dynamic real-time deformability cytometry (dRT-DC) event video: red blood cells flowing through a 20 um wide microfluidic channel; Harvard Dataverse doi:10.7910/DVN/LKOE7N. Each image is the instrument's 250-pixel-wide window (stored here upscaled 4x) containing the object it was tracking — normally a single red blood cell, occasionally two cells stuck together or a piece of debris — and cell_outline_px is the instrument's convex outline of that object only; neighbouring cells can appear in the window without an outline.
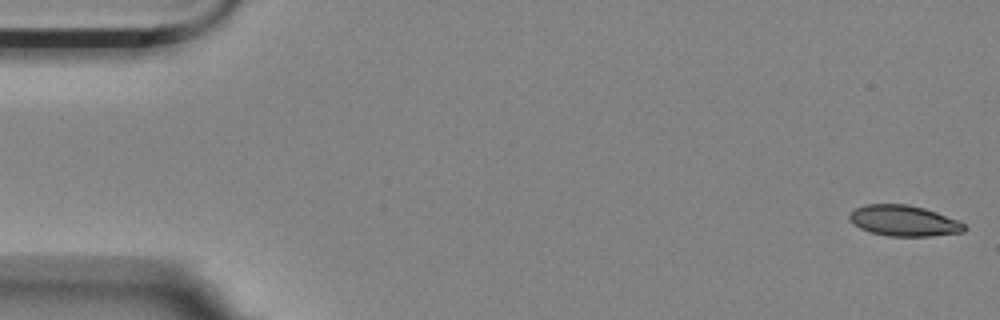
{"species": "Egyptian fruit bat (a non-hibernating species)", "species_latin": "Rousettus aegyptiacus", "temperature_condition": "room temperature", "stored_images_in_passage": 56, "camera_frame_rate_fps": 3000, "um_per_image_px": 0.085, "animal": {"sex": "female"}, "frame": {"image": 1, "passage_image": 1, "time_ms": 0.0, "image_size_px": [1000, 320], "cell_outline_px": [[968, 228], [964, 232], [932, 236], [888, 236], [872, 232], [860, 228], [852, 224], [848, 216], [856, 208], [864, 204], [908, 204], [924, 208], [960, 220]], "centroid_in_image_um": [76.86, 18.76], "position_along_channel_um": 8.1, "area_um2": 20.75}}
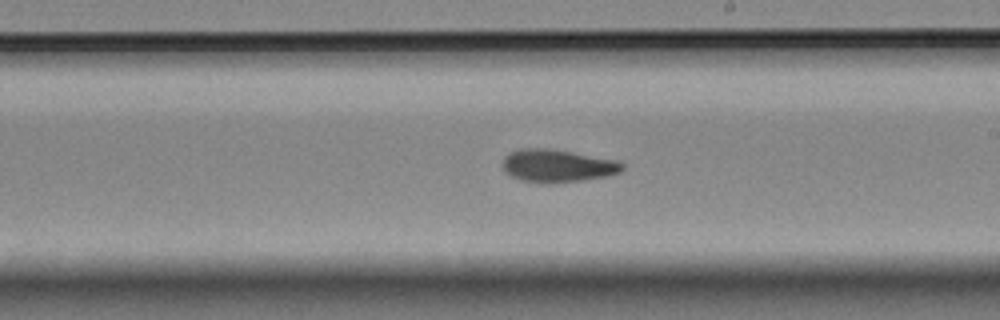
{"frame": {"image": 2, "passage_image": 32, "time_ms": 10.333, "image_size_px": [1000, 320], "cell_outline_px": [[624, 168], [620, 172], [608, 176], [580, 180], [548, 184], [520, 180], [504, 172], [504, 156], [508, 152], [520, 148], [548, 148], [620, 160], [624, 164]], "centroid_in_image_um": [47.39, 14.08], "position_along_channel_um": 241.6, "area_um2": 23.06}}
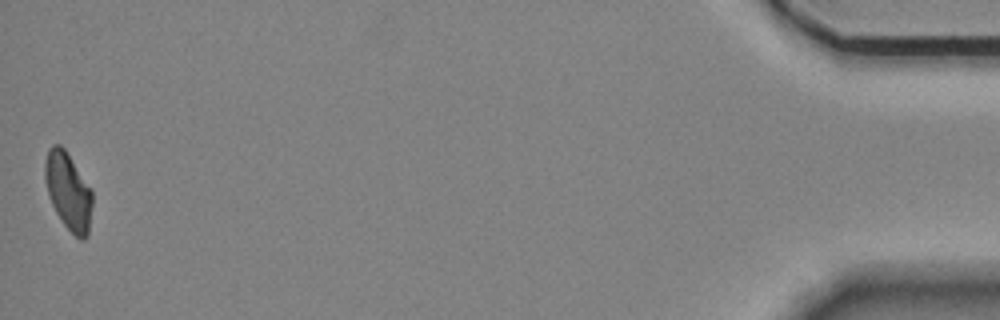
{"frame": {"image": 3, "passage_image": 56, "time_ms": 18.333, "image_size_px": [1000, 320], "cell_outline_px": [[92, 204], [88, 236], [84, 240], [80, 240], [64, 224], [56, 212], [48, 196], [44, 180], [44, 164], [48, 148], [52, 144], [60, 144], [64, 148], [92, 188]], "centroid_in_image_um": [5.8, 16.23], "position_along_channel_um": 429.4, "area_um2": 21.56}, "authors_computed_cell_mechanics": {"area_um2": 21.964, "velocity_mm_per_s": 3.52, "shape_relaxation_time_tau1_ms": 6.9536, "shape_relaxation_time_tau2_ms": 4.5846, "deformation_change_tau1": 0.161, "deformation_change_tau2": 0.0936}}